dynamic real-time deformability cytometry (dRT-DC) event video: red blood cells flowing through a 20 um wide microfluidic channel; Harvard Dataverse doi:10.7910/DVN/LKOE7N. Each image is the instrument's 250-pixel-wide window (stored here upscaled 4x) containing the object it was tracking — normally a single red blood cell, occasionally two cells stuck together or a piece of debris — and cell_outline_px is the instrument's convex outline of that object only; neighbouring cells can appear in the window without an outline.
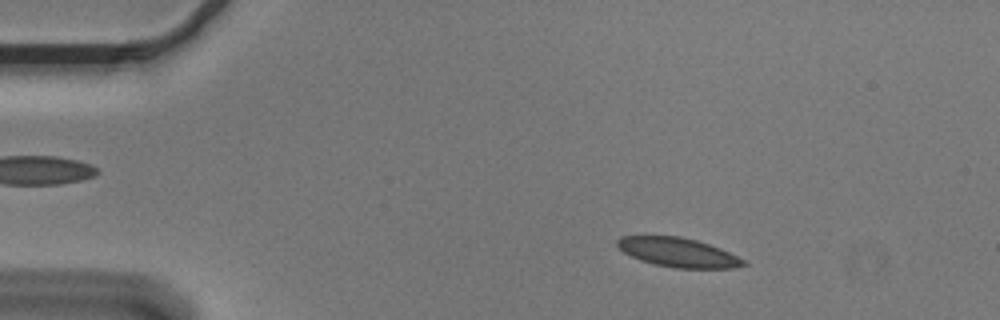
{"species": "Egyptian fruit bat (a non-hibernating species)", "species_latin": "Rousettus aegyptiacus", "temperature_condition": "cold", "stored_images_in_passage": 52, "camera_frame_rate_fps": 3000, "um_per_image_px": 0.085, "animal": {"sex": "male"}, "frame": {"image": 1, "passage_image": 6, "time_ms": 1.667, "image_size_px": [1000, 320], "cell_outline_px": [[748, 264], [732, 268], [676, 268], [656, 264], [640, 260], [624, 252], [616, 244], [616, 240], [620, 236], [680, 236], [696, 240], [720, 248], [744, 260]], "centroid_in_image_um": [57.62, 21.45], "position_along_channel_um": 27.4, "area_um2": 21.21}}
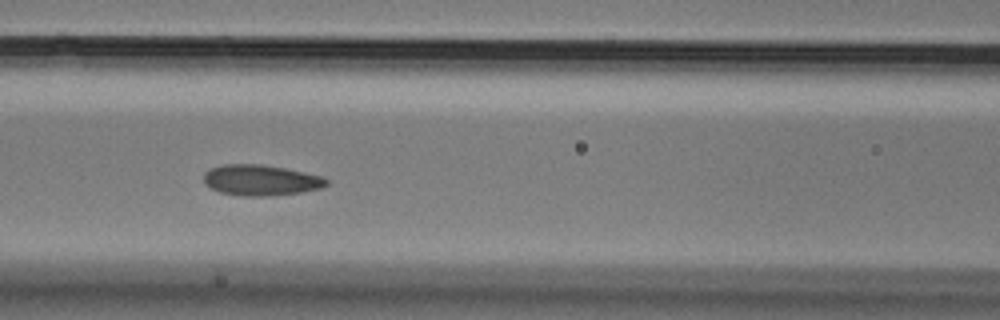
{"frame": {"image": 2, "passage_image": 21, "time_ms": 6.667, "image_size_px": [1000, 320], "cell_outline_px": [[328, 184], [320, 188], [300, 192], [268, 196], [244, 196], [220, 192], [204, 184], [204, 172], [208, 168], [224, 164], [260, 164], [284, 168], [304, 172], [320, 176], [328, 180]], "centroid_in_image_um": [22.12, 15.31], "position_along_channel_um": 144.5, "area_um2": 21.91}}
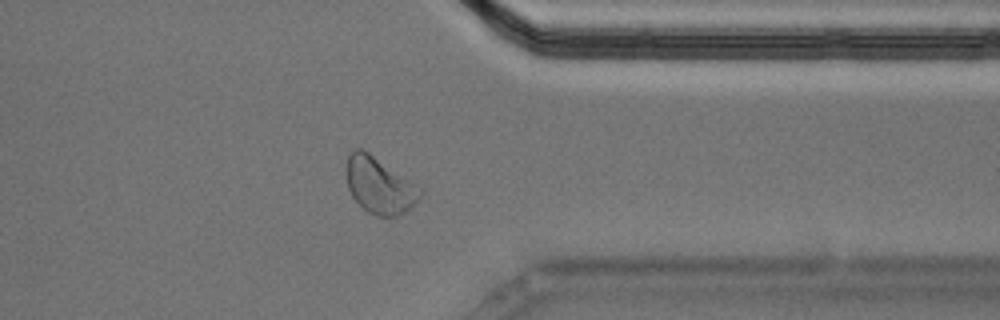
{"frame": {"image": 3, "passage_image": 41, "time_ms": 13.333, "image_size_px": [1000, 320], "cell_outline_px": [[424, 192], [404, 212], [396, 216], [376, 216], [368, 212], [352, 196], [348, 188], [344, 168], [348, 152], [352, 148], [360, 148], [368, 152], [424, 188]], "centroid_in_image_um": [32.22, 15.71], "position_along_channel_um": 379.2, "area_um2": 24.45}, "authors_computed_cell_mechanics": {"area_um2": 21.9062, "velocity_mm_per_s": 3.6028, "shape_relaxation_time_tau1_ms": 4.5325, "shape_relaxation_time_tau2_ms": 1.8352, "deformation_change_tau1": 0.0952, "deformation_change_tau2": 0.0563}}